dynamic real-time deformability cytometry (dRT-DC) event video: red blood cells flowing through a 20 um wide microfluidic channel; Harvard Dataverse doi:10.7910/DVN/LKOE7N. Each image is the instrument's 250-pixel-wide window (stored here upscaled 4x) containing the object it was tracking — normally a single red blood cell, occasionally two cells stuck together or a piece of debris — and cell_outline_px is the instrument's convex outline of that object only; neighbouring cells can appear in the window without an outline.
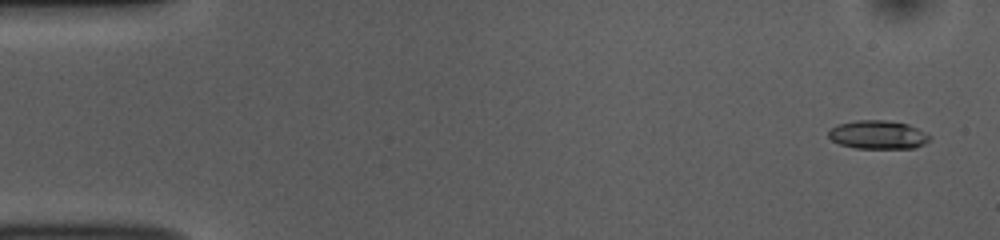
{"species": "common noctule bat (a hibernating species)", "species_latin": "Nyctalus noctula", "temperature_condition": "room temperature", "stored_images_in_passage": 53, "camera_frame_rate_fps": 3000, "um_per_image_px": 0.085, "animal": {"sex": "female", "body_mass_g": 10.0, "forearm_length_mm": 53.1}, "frame": {"image": 1, "passage_image": 3, "time_ms": 0.667, "image_size_px": [1000, 240], "cell_outline_px": [[932, 136], [924, 144], [916, 148], [856, 148], [840, 144], [832, 140], [828, 136], [828, 132], [832, 128], [840, 124], [856, 120], [884, 120], [908, 124]], "centroid_in_image_um": [74.64, 11.46], "position_along_channel_um": 10.4, "area_um2": 16.65}}
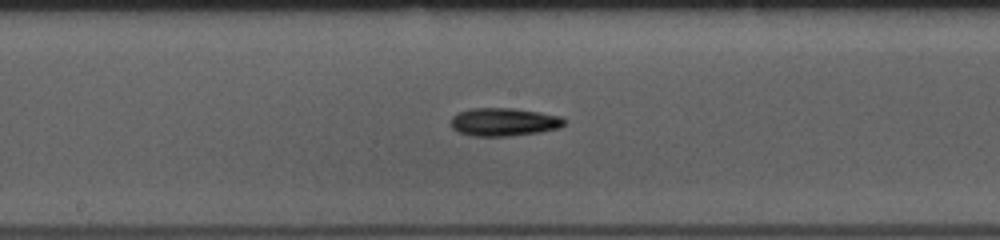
{"frame": {"image": 2, "passage_image": 28, "time_ms": 9.0, "image_size_px": [1000, 240], "cell_outline_px": [[568, 120], [560, 128], [540, 132], [508, 136], [472, 136], [460, 132], [452, 128], [448, 124], [452, 116], [460, 112], [472, 108], [512, 108], [540, 112], [560, 116]], "centroid_in_image_um": [42.83, 10.37], "position_along_channel_um": 205.4, "area_um2": 18.73}}
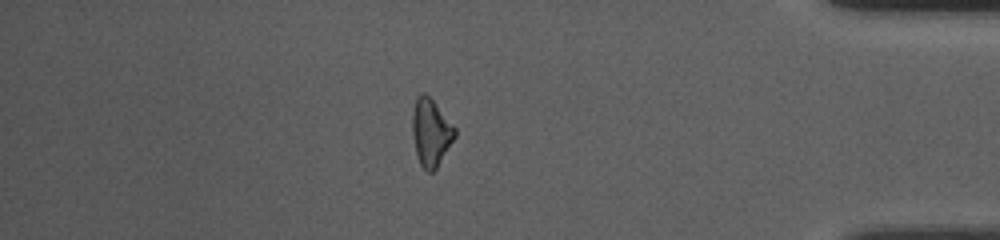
{"frame": {"image": 3, "passage_image": 46, "time_ms": 15.0, "image_size_px": [1000, 240], "cell_outline_px": [[456, 136], [436, 168], [432, 172], [428, 172], [420, 164], [416, 156], [412, 136], [412, 112], [416, 96], [420, 92], [424, 92], [432, 100], [456, 128]], "centroid_in_image_um": [36.6, 11.24], "position_along_channel_um": 398.6, "area_um2": 16.7}, "authors_computed_cell_mechanics": {"area_um2": 17.1666, "velocity_mm_per_s": 3.8015, "shape_relaxation_time_tau1_ms": 4.6119, "shape_relaxation_time_tau2_ms": 9.5474, "deformation_change_tau1": 0.1298, "deformation_change_tau2": 0.2277}}